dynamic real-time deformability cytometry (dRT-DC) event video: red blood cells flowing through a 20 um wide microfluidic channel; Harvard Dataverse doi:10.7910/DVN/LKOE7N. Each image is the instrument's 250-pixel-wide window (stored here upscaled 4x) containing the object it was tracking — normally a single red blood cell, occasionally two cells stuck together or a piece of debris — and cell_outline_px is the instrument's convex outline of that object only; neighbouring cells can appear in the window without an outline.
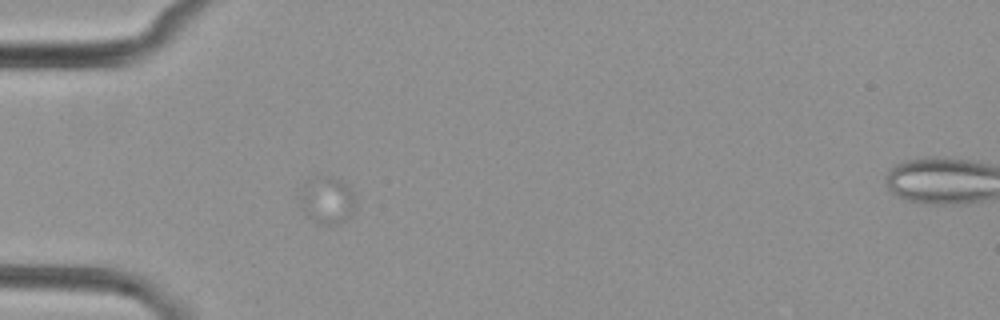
{"species": "common noctule bat (a hibernating species)", "species_latin": "Nyctalus noctula", "temperature_condition": "cold", "stored_images_in_passage": 3, "camera_frame_rate_fps": 3000, "um_per_image_px": 0.085, "animal": {"sex": "female", "body_mass_g": 29.2, "forearm_length_mm": 56.3}, "frame": {"image": 1, "passage_image": 2, "time_ms": 1.0, "image_size_px": [1000, 320], "cell_outline_px": [[356, 208], [352, 216], [340, 224], [320, 224], [312, 220], [300, 208], [300, 196], [304, 188], [308, 184], [324, 176], [340, 180], [356, 192]], "centroid_in_image_um": [27.9, 17.1], "position_along_channel_um": 57.1, "area_um2": 15.14}}